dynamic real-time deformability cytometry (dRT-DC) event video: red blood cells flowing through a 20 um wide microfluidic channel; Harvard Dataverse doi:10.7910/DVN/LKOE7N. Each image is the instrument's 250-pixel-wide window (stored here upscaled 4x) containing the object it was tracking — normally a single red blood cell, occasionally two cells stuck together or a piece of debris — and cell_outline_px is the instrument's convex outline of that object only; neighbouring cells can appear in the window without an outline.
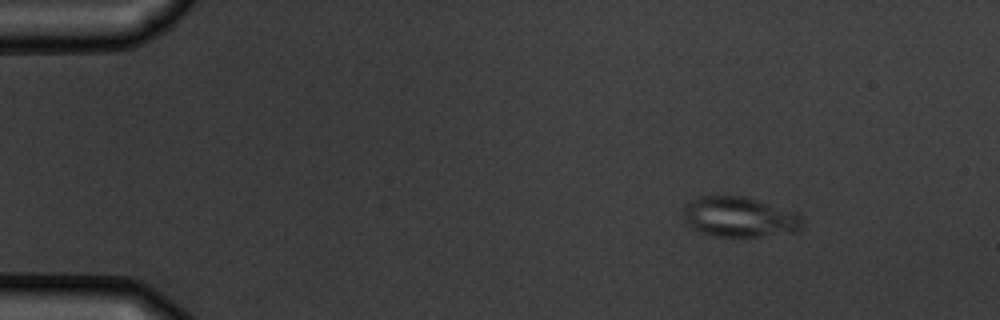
{"species": "common noctule bat (a hibernating species)", "species_latin": "Nyctalus noctula", "temperature_condition": "warm", "stored_images_in_passage": 9, "camera_frame_rate_fps": 3000, "um_per_image_px": 0.085, "animal": {"sex": "male", "body_mass_g": 19.5, "forearm_length_mm": 54.6}, "frame": {"image": 1, "passage_image": 1, "time_ms": 0.0, "image_size_px": [1000, 320], "cell_outline_px": [[804, 224], [796, 232], [760, 236], [708, 236], [692, 228], [688, 224], [684, 216], [684, 204], [688, 200], [700, 196], [744, 196], [792, 212], [800, 216], [804, 220]], "centroid_in_image_um": [62.8, 18.45], "position_along_channel_um": 22.2, "area_um2": 27.69}}
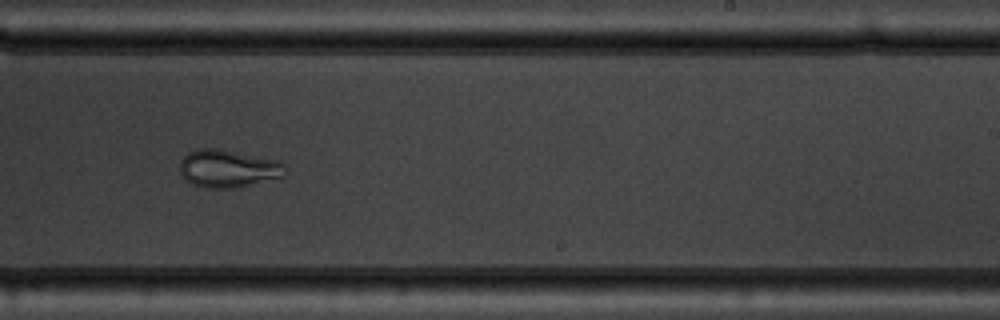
{"frame": {"image": 2, "passage_image": 9, "time_ms": 9.0, "image_size_px": [1000, 320], "cell_outline_px": [[288, 172], [284, 176], [240, 188], [204, 188], [192, 184], [184, 180], [180, 172], [180, 160], [188, 152], [200, 148], [216, 148], [280, 160], [284, 164]], "centroid_in_image_um": [19.4, 14.34], "position_along_channel_um": 269.6, "area_um2": 23.64}}